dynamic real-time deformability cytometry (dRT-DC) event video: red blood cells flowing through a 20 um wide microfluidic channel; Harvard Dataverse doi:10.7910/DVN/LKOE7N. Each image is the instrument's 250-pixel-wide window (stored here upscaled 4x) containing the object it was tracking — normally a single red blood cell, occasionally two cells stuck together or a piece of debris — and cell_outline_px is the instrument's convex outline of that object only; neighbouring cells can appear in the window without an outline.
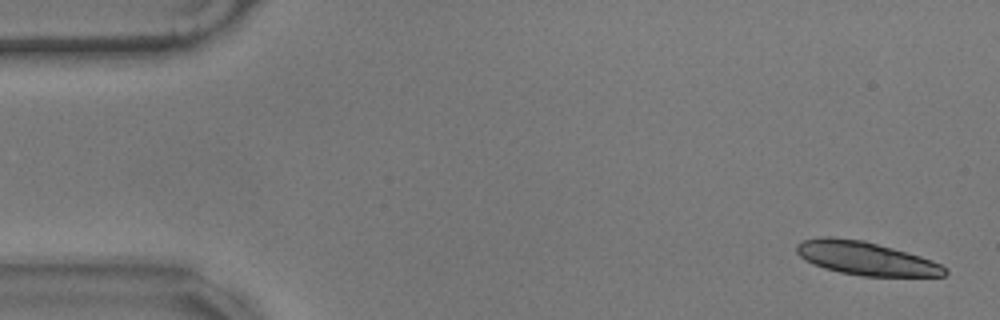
{"species": "common noctule bat (a hibernating species)", "species_latin": "Nyctalus noctula", "temperature_condition": "warm", "stored_images_in_passage": 58, "segment_of_instrument_passage": [1, 2], "camera_frame_rate_fps": 3000, "um_per_image_px": 0.085, "animal": {"sex": "male", "body_mass_g": 17.9}, "frame": {"image": 1, "passage_image": 2, "time_ms": 0.333, "image_size_px": [1000, 320], "cell_outline_px": [[948, 272], [944, 276], [864, 276], [840, 272], [824, 268], [812, 264], [804, 260], [796, 252], [796, 244], [800, 240], [820, 236], [832, 236], [864, 240], [908, 252], [932, 260], [948, 268]], "centroid_in_image_um": [73.56, 21.94], "position_along_channel_um": 11.4, "area_um2": 29.19}}